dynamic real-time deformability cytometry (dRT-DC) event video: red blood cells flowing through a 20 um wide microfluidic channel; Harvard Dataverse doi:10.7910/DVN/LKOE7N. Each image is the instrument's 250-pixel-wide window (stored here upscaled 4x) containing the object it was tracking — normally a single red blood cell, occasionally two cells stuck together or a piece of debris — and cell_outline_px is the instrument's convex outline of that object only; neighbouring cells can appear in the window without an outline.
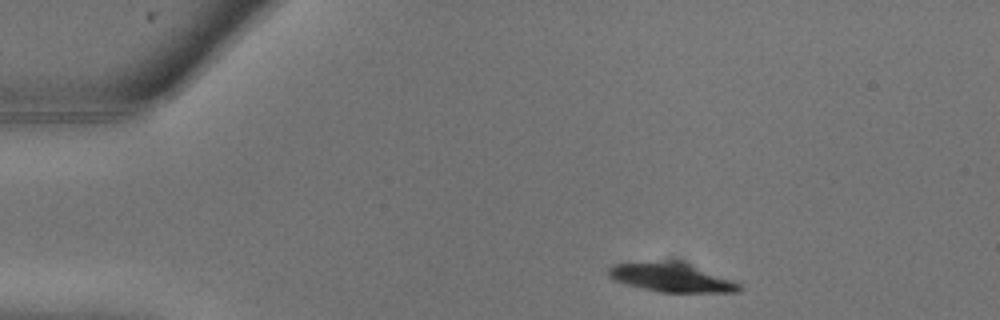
{"species": "common noctule bat (a hibernating species)", "species_latin": "Nyctalus noctula", "temperature_condition": "warm", "stored_images_in_passage": 17, "camera_frame_rate_fps": 3000, "um_per_image_px": 0.085, "animal": {"sex": "male", "body_mass_g": 13.3}, "frame": {"image": 1, "passage_image": 1, "time_ms": 0.0, "image_size_px": [1000, 320], "cell_outline_px": [[744, 288], [740, 292], [656, 292], [640, 288], [616, 280], [608, 276], [608, 268], [616, 264], [684, 264], [732, 280], [740, 284]], "centroid_in_image_um": [57.11, 23.67], "position_along_channel_um": 27.9, "area_um2": 20.46}}
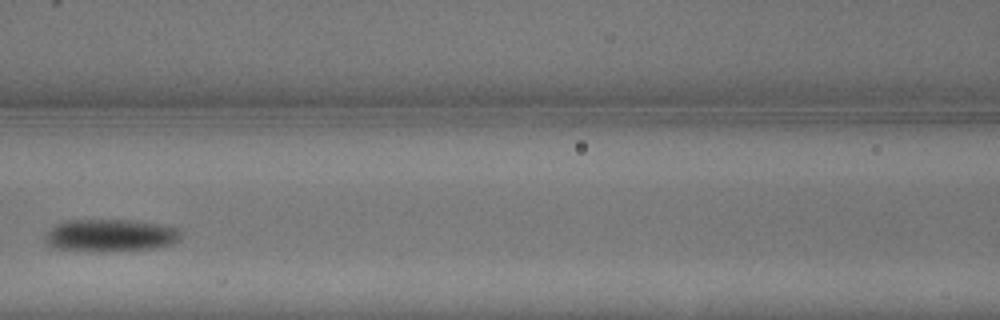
{"frame": {"image": 2, "passage_image": 8, "time_ms": 2.333, "image_size_px": [1000, 320], "cell_outline_px": [[180, 240], [172, 244], [152, 248], [56, 248], [48, 244], [44, 240], [44, 236], [56, 224], [68, 220], [136, 220], [164, 224], [180, 228]], "centroid_in_image_um": [9.47, 19.93], "position_along_channel_um": 157.1, "area_um2": 24.45}}
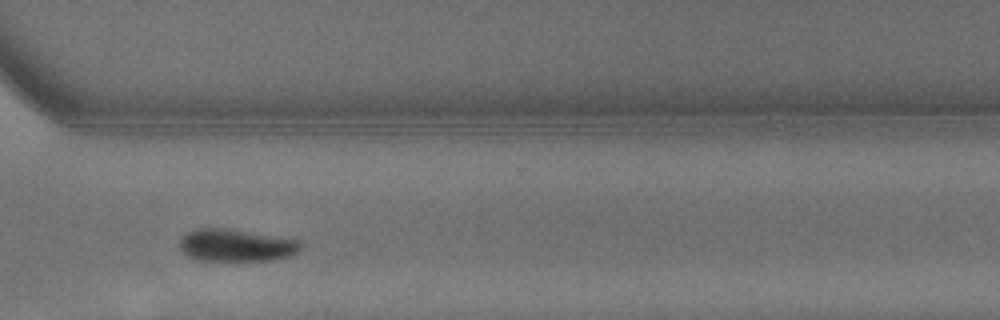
{"frame": {"image": 3, "passage_image": 15, "time_ms": 4.667, "image_size_px": [1000, 320], "cell_outline_px": [[300, 252], [292, 256], [276, 260], [200, 260], [188, 256], [180, 248], [180, 240], [188, 232], [196, 228], [228, 228], [300, 240]], "centroid_in_image_um": [20.12, 20.85], "position_along_channel_um": 350.5, "area_um2": 22.83}}